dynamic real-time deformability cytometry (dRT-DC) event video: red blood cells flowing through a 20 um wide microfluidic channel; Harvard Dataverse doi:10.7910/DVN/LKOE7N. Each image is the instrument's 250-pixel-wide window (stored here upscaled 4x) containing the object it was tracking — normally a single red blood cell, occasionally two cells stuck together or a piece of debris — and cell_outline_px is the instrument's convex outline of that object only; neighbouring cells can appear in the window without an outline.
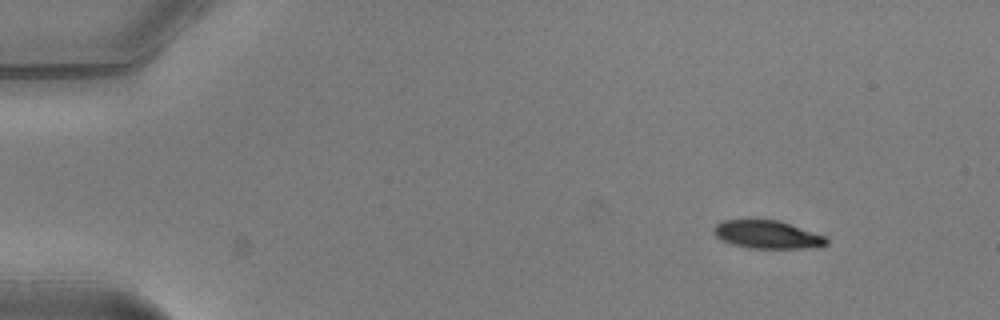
{"species": "common noctule bat (a hibernating species)", "species_latin": "Nyctalus noctula", "temperature_condition": "warm", "stored_images_in_passage": 47, "camera_frame_rate_fps": 3000, "um_per_image_px": 0.085, "animal": {"sex": "male", "body_mass_g": 20.5, "forearm_length_mm": 52.5}, "frame": {"image": 1, "passage_image": 1, "time_ms": 0.0, "image_size_px": [1000, 320], "cell_outline_px": [[828, 244], [820, 248], [748, 248], [732, 244], [720, 240], [712, 232], [712, 228], [720, 220], [780, 220], [828, 236]], "centroid_in_image_um": [65.26, 19.94], "position_along_channel_um": 19.7, "area_um2": 18.9}}
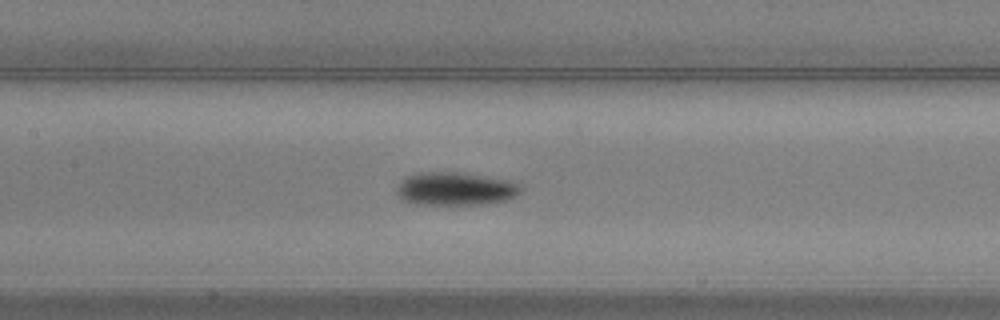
{"frame": {"image": 2, "passage_image": 20, "time_ms": 6.333, "image_size_px": [1000, 320], "cell_outline_px": [[520, 192], [516, 196], [504, 200], [484, 204], [412, 204], [404, 200], [396, 192], [396, 188], [400, 180], [404, 176], [416, 172], [456, 172], [504, 180], [516, 184], [520, 188]], "centroid_in_image_um": [38.59, 16.05], "position_along_channel_um": 168.8, "area_um2": 23.64}}
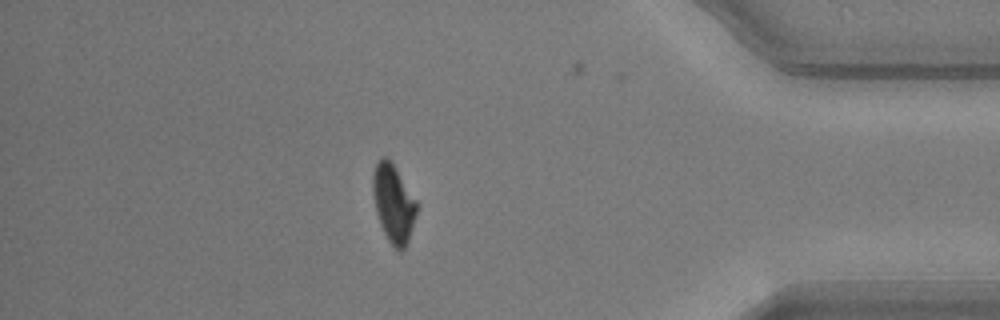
{"frame": {"image": 3, "passage_image": 40, "time_ms": 13.0, "image_size_px": [1000, 320], "cell_outline_px": [[416, 212], [408, 240], [404, 248], [400, 252], [388, 240], [380, 224], [376, 212], [372, 192], [372, 172], [376, 164], [384, 156], [388, 156], [416, 200]], "centroid_in_image_um": [33.41, 17.26], "position_along_channel_um": 401.8, "area_um2": 19.59}, "authors_computed_cell_mechanics": {"area_um2": 21.2126, "velocity_mm_per_s": 3.994, "shape_relaxation_time_tau1_ms": 2.5266, "shape_relaxation_time_tau2_ms": null, "deformation_change_tau1": 0.121, "deformation_change_tau2": null}}